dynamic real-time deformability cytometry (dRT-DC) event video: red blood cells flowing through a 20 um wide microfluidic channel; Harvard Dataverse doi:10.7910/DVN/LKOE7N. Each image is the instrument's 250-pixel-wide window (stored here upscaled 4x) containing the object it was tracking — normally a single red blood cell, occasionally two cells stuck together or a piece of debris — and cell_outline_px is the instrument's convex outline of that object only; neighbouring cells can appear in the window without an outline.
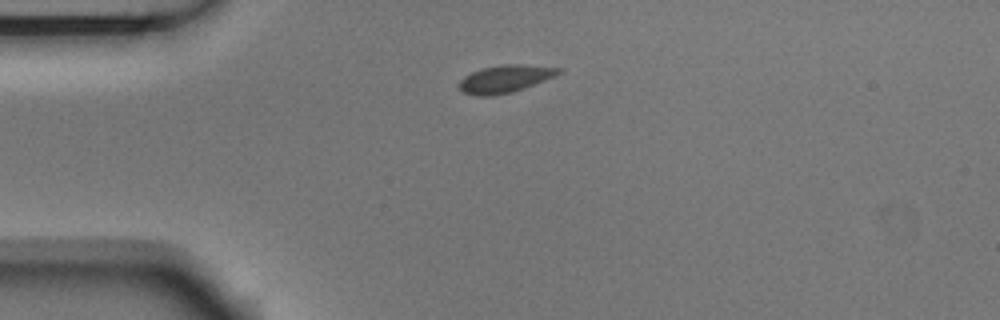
{"species": "Egyptian fruit bat (a non-hibernating species)", "species_latin": "Rousettus aegyptiacus", "temperature_condition": "room temperature", "stored_images_in_passage": 2, "camera_frame_rate_fps": 3000, "um_per_image_px": 0.085, "animal": {"sex": "male"}, "frame": {"image": 1, "passage_image": 1, "time_ms": 0.0, "image_size_px": [1000, 320], "cell_outline_px": [[564, 72], [524, 88], [512, 92], [492, 96], [476, 96], [464, 92], [456, 84], [464, 76], [472, 72], [484, 68], [504, 64], [520, 64], [564, 68]], "centroid_in_image_um": [42.94, 6.7], "position_along_channel_um": 42.1, "area_um2": 15.95}}